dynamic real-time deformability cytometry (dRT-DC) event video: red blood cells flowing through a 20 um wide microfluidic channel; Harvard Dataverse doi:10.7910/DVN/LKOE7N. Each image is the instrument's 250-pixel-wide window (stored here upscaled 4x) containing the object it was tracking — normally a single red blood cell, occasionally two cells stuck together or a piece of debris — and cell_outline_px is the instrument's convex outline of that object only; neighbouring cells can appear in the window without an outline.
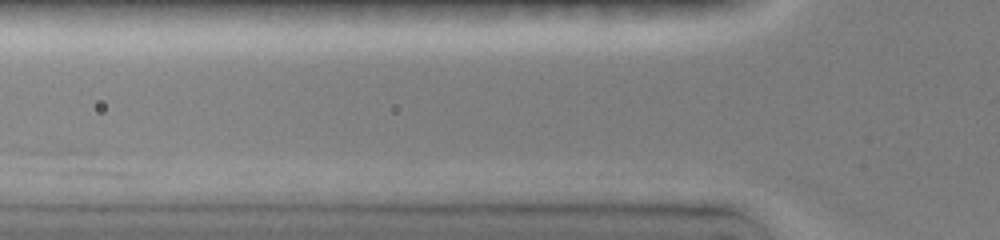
{"species": "common noctule bat (a hibernating species)", "species_latin": "Nyctalus noctula", "temperature_condition": "room temperature", "stored_images_in_passage": 10, "camera_frame_rate_fps": 3000, "um_per_image_px": 0.085, "animal": {"sex": "female", "body_mass_g": 19.0, "forearm_length_mm": 51.5}, "frame": {"image": 1, "passage_image": 3, "time_ms": 0.667, "image_size_px": [1000, 240], "cell_outline_px": [[152, 172], [136, 176], [60, 176], [52, 172], [44, 152], [56, 148], [68, 148]], "centroid_in_image_um": [7.39, 14.01], "position_along_channel_um": 118.4, "area_um2": 13.24}}
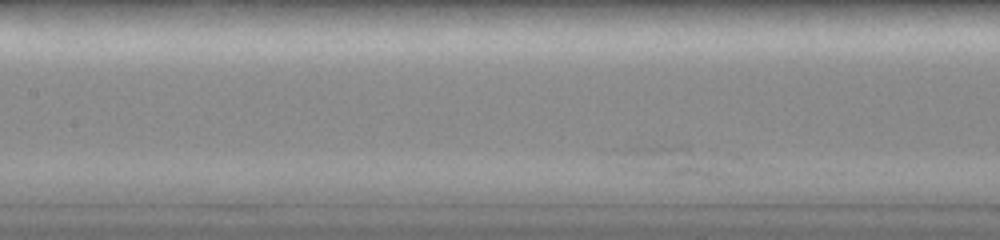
{"frame": {"image": 2, "passage_image": 6, "time_ms": 1.667, "image_size_px": [1000, 240], "cell_outline_px": [[728, 176], [724, 180], [672, 176], [644, 152], [644, 148], [680, 144], [684, 144]], "centroid_in_image_um": [58.13, 13.8], "position_along_channel_um": 149.3, "area_um2": 12.2}}